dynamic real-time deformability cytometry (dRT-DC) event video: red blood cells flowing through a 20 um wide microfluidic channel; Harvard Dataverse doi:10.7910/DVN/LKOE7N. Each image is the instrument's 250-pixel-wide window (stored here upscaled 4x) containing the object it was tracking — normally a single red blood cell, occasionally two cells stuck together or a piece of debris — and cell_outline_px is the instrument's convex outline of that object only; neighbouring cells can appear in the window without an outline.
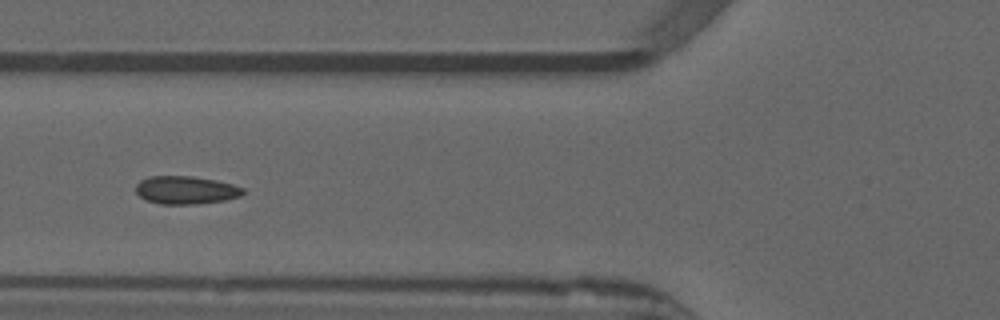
{"species": "common noctule bat (a hibernating species)", "species_latin": "Nyctalus noctula", "temperature_condition": "warm", "stored_images_in_passage": 45, "camera_frame_rate_fps": 3000, "um_per_image_px": 0.085, "animal": {"sex": "male", "forearm_length_mm": 52.5}, "frame": {"image": 1, "passage_image": 20, "time_ms": 6.333, "image_size_px": [1000, 320], "cell_outline_px": [[244, 192], [240, 196], [224, 200], [196, 204], [160, 204], [148, 200], [140, 196], [136, 192], [136, 184], [140, 180], [148, 176], [192, 176], [216, 180], [232, 184], [244, 188]], "centroid_in_image_um": [15.79, 16.15], "position_along_channel_um": 110.0, "area_um2": 17.46}, "authors_computed_cell_mechanics": {"area_um2": 17.5134, "velocity_mm_per_s": 3.85, "shape_relaxation_time_tau1_ms": null, "shape_relaxation_time_tau2_ms": 1.2978, "deformation_change_tau1": null, "deformation_change_tau2": 0.0433}}